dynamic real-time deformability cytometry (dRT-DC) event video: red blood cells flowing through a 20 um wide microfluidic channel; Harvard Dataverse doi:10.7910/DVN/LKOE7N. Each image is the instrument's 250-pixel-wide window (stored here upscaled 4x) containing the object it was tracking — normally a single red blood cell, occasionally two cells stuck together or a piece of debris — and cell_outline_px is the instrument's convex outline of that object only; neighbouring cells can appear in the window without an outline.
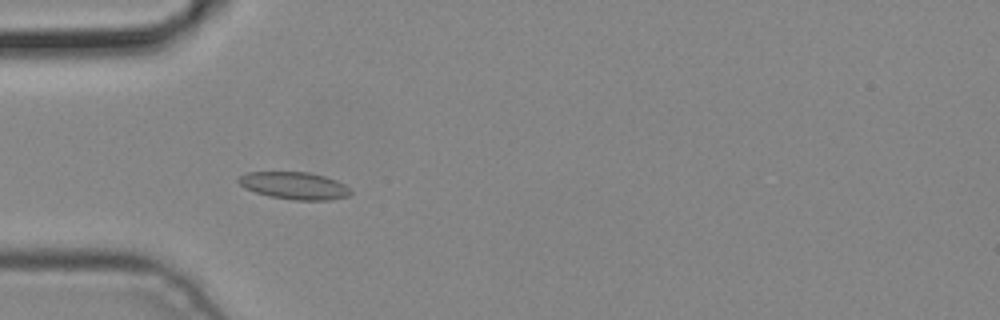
{"species": "common noctule bat (a hibernating species)", "species_latin": "Nyctalus noctula", "temperature_condition": "cold", "stored_images_in_passage": 3, "camera_frame_rate_fps": 3000, "um_per_image_px": 0.085, "animal": {"sex": "male", "body_mass_g": 19.2, "forearm_length_mm": 51.8}, "frame": {"image": 1, "passage_image": 2, "time_ms": 0.333, "image_size_px": [1000, 320], "cell_outline_px": [[352, 192], [348, 196], [328, 200], [292, 200], [268, 196], [244, 188], [236, 180], [240, 176], [248, 172], [308, 172], [324, 176], [336, 180], [344, 184]], "centroid_in_image_um": [25.0, 15.78], "position_along_channel_um": 60.0, "area_um2": 17.8}}
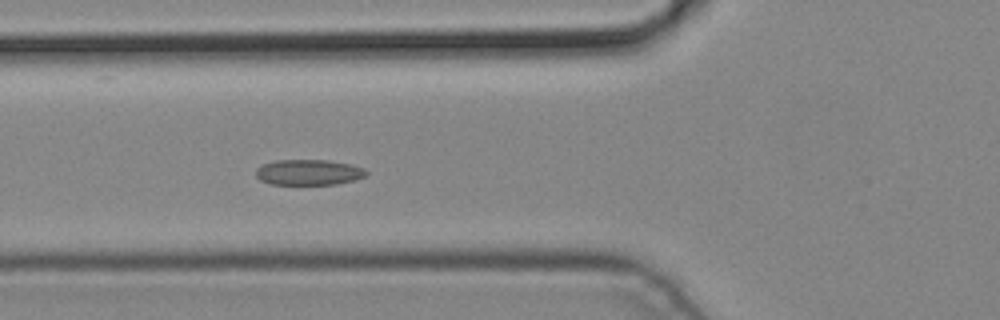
{"frame": {"image": 2, "passage_image": 3, "time_ms": 0.667, "image_size_px": [1000, 320], "cell_outline_px": [[368, 176], [336, 184], [272, 184], [260, 180], [256, 176], [256, 168], [264, 164], [276, 160], [328, 160], [352, 164], [364, 168], [368, 172]], "centroid_in_image_um": [26.27, 14.64], "position_along_channel_um": 99.5, "area_um2": 16.47}}